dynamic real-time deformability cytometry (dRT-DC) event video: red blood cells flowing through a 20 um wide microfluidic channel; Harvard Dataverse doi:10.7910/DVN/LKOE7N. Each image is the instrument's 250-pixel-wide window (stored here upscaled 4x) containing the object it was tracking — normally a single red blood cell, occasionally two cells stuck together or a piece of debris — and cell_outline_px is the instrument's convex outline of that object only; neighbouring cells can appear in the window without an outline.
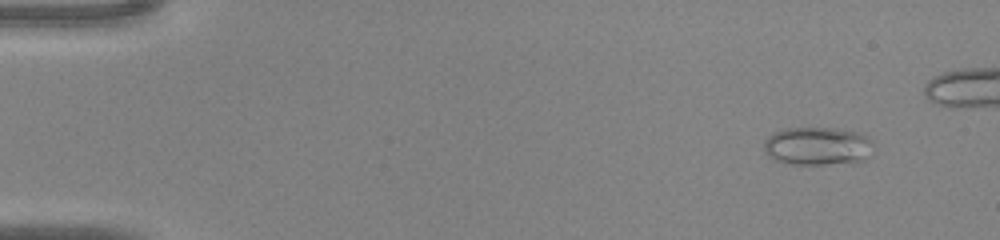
{"species": "common noctule bat (a hibernating species)", "species_latin": "Nyctalus noctula", "temperature_condition": "warm", "stored_images_in_passage": 39, "camera_frame_rate_fps": 3000, "um_per_image_px": 0.085, "animal": {"sex": "male", "body_mass_g": 20.0, "forearm_length_mm": 53.3}, "frame": {"image": 1, "passage_image": 3, "time_ms": 0.667, "image_size_px": [1000, 240], "cell_outline_px": [[872, 144], [868, 156], [864, 160], [820, 164], [788, 164], [776, 160], [764, 152], [764, 140], [772, 132], [784, 128], [836, 128], [856, 132], [872, 140]], "centroid_in_image_um": [69.42, 12.4], "position_along_channel_um": 15.6, "area_um2": 24.16}}
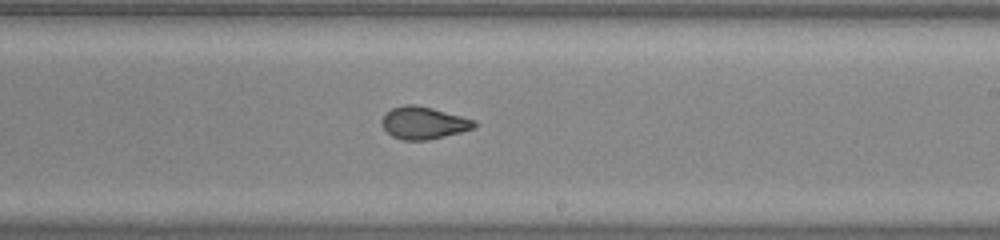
{"frame": {"image": 2, "passage_image": 26, "time_ms": 8.333, "image_size_px": [1000, 240], "cell_outline_px": [[476, 124], [472, 128], [460, 132], [428, 140], [404, 140], [392, 136], [384, 128], [380, 120], [392, 108], [404, 104], [416, 104], [432, 108], [476, 120]], "centroid_in_image_um": [35.99, 10.44], "position_along_channel_um": 253.0, "area_um2": 17.22}}
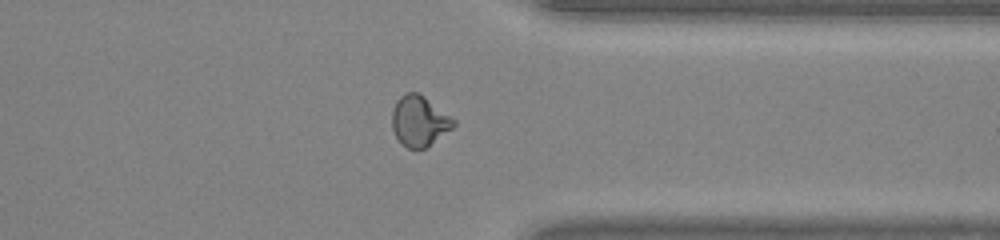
{"frame": {"image": 3, "passage_image": 34, "time_ms": 11.0, "image_size_px": [1000, 240], "cell_outline_px": [[456, 124], [452, 128], [424, 148], [408, 148], [400, 144], [392, 128], [392, 112], [396, 100], [400, 96], [408, 92], [420, 92], [456, 120]], "centroid_in_image_um": [35.63, 10.26], "position_along_channel_um": 375.8, "area_um2": 18.09}}